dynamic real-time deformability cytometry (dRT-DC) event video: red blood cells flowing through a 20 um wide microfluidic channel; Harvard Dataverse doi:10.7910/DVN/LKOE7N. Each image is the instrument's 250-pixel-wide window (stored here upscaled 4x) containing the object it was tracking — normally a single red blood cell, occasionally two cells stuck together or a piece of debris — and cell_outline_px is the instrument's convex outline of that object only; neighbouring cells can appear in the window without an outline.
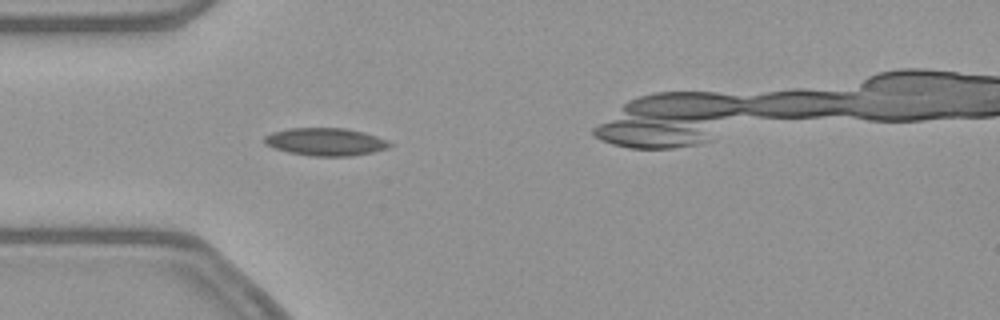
{"species": "common noctule bat (a hibernating species)", "species_latin": "Nyctalus noctula", "temperature_condition": "warm", "stored_images_in_passage": 45, "camera_frame_rate_fps": 3000, "um_per_image_px": 0.085, "animal": {"sex": "female", "body_mass_g": 21.9}, "frame": {"image": 1, "passage_image": 15, "time_ms": 4.667, "image_size_px": [1000, 320], "cell_outline_px": [[392, 144], [388, 148], [372, 152], [352, 156], [312, 156], [288, 152], [264, 144], [264, 136], [272, 132], [288, 128], [344, 128], [364, 132], [388, 140]], "centroid_in_image_um": [27.67, 12.05], "position_along_channel_um": 57.3, "area_um2": 20.23}}
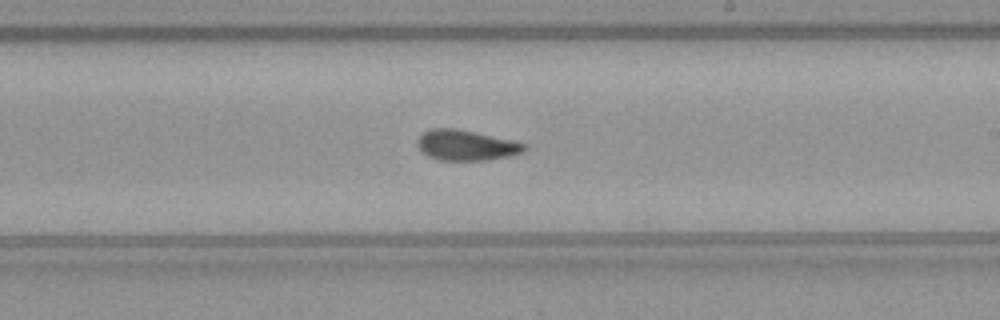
{"frame": {"image": 2, "passage_image": 30, "time_ms": 9.667, "image_size_px": [1000, 320], "cell_outline_px": [[528, 148], [524, 152], [508, 156], [488, 160], [436, 160], [428, 156], [416, 144], [420, 136], [424, 132], [432, 128], [456, 128], [512, 140], [528, 144]], "centroid_in_image_um": [39.66, 12.35], "position_along_channel_um": 249.3, "area_um2": 18.96}}
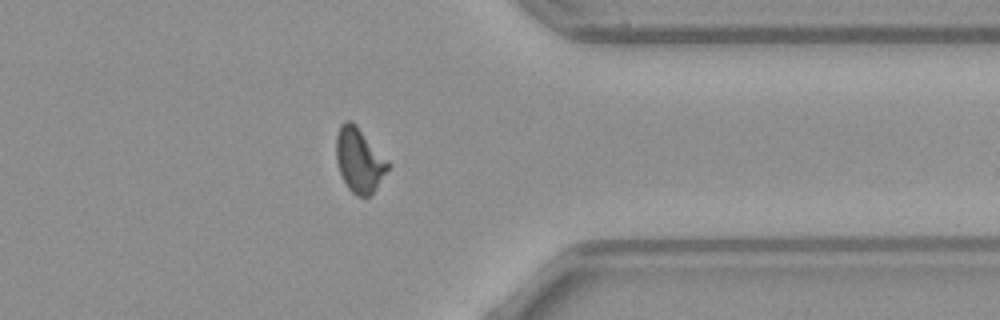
{"frame": {"image": 3, "passage_image": 41, "time_ms": 13.333, "image_size_px": [1000, 320], "cell_outline_px": [[392, 164], [372, 192], [368, 196], [356, 196], [348, 188], [340, 172], [336, 160], [336, 136], [340, 124], [344, 120], [352, 120], [356, 124]], "centroid_in_image_um": [30.53, 13.56], "position_along_channel_um": 380.9, "area_um2": 19.42}, "authors_computed_cell_mechanics": {"area_um2": 18.9584, "velocity_mm_per_s": 3.8767, "shape_relaxation_time_tau1_ms": 5.3738, "shape_relaxation_time_tau2_ms": 1.463, "deformation_change_tau1": 0.1681, "deformation_change_tau2": 0.0725}}